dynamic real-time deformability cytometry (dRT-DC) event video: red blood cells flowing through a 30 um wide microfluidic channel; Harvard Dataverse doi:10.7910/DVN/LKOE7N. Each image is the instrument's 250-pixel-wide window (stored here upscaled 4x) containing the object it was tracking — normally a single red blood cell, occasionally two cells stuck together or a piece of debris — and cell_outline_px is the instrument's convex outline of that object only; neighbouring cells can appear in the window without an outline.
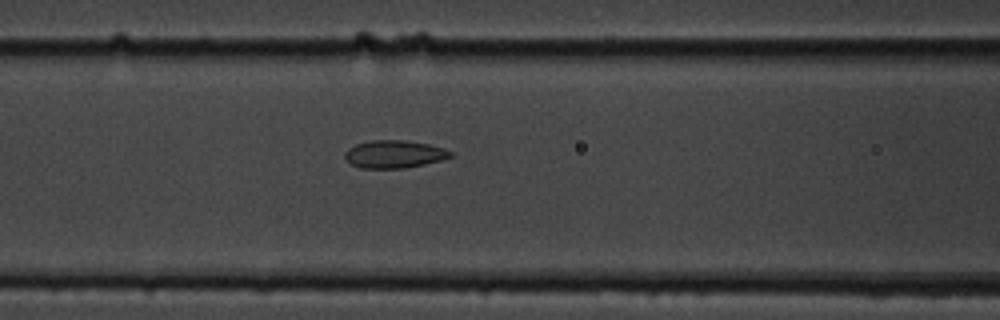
{"species": "common noctule bat (a hibernating species)", "species_latin": "Nyctalus noctula", "temperature_condition": "cold", "stored_images_in_passage": 8, "segment_of_instrument_passage": [2, 2], "camera_frame_rate_fps": 3000, "um_per_image_px": 0.085, "animal": {"sex": "male", "body_mass_g": 19.5, "forearm_length_mm": 54.6}, "frame": {"image": 1, "passage_image": 8, "time_ms": 9.0, "image_size_px": [1000, 320], "cell_outline_px": [[456, 156], [424, 164], [404, 168], [360, 168], [344, 160], [344, 152], [348, 148], [356, 144], [372, 140], [404, 140], [428, 144], [444, 148], [452, 152]], "centroid_in_image_um": [33.5, 13.1], "position_along_channel_um": 133.1, "area_um2": 17.17}}